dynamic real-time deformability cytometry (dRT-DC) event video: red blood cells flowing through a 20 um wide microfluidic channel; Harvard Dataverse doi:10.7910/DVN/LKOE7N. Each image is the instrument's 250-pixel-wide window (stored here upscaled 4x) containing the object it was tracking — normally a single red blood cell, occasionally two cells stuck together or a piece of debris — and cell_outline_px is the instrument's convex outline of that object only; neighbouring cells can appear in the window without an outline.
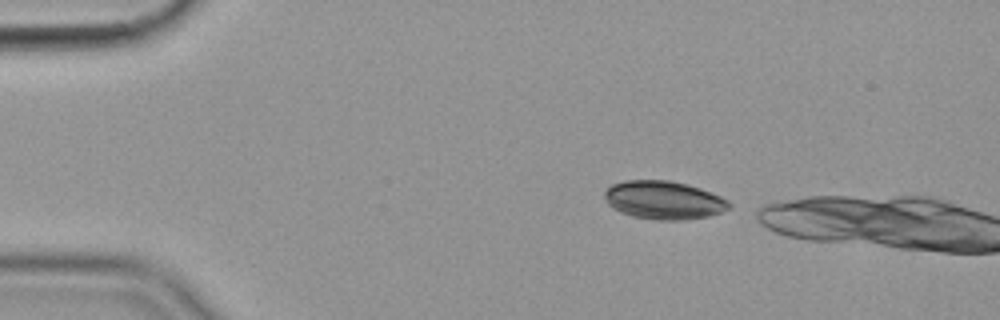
{"species": "common noctule bat (a hibernating species)", "species_latin": "Nyctalus noctula", "temperature_condition": "cold", "stored_images_in_passage": 4, "camera_frame_rate_fps": 3000, "um_per_image_px": 0.085, "animal": {"sex": "female", "body_mass_g": 19.9}, "frame": {"image": 1, "passage_image": 1, "time_ms": 0.0, "image_size_px": [1000, 320], "cell_outline_px": [[732, 204], [728, 208], [720, 212], [708, 216], [684, 220], [656, 220], [632, 216], [620, 212], [612, 208], [604, 200], [604, 192], [612, 184], [624, 180], [668, 180], [688, 184], [700, 188], [720, 196], [728, 200]], "centroid_in_image_um": [56.39, 17.01], "position_along_channel_um": 28.6, "area_um2": 27.92}}